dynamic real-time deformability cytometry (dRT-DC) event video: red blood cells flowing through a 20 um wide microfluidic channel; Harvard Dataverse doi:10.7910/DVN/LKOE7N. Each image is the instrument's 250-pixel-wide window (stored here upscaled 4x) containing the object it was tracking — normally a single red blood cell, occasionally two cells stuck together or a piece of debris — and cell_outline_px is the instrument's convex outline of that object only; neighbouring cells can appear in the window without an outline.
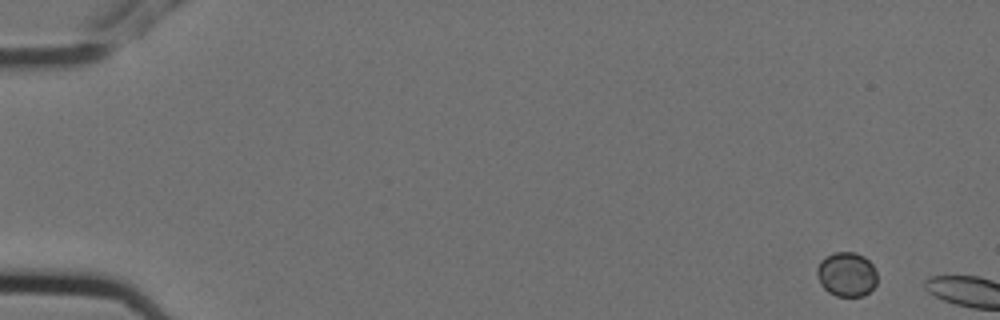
{"species": "Egyptian fruit bat (a non-hibernating species)", "species_latin": "Rousettus aegyptiacus", "temperature_condition": "cold", "stored_images_in_passage": 3, "camera_frame_rate_fps": 3000, "um_per_image_px": 0.085, "animal": {"sex": "female"}, "frame": {"image": 1, "passage_image": 1, "time_ms": 0.0, "image_size_px": [1000, 320], "cell_outline_px": [[876, 284], [864, 296], [836, 296], [828, 292], [820, 284], [816, 272], [816, 268], [820, 260], [824, 256], [832, 252], [856, 252], [864, 256], [872, 264], [876, 272]], "centroid_in_image_um": [71.93, 23.3], "position_along_channel_um": 13.1, "area_um2": 15.78}}